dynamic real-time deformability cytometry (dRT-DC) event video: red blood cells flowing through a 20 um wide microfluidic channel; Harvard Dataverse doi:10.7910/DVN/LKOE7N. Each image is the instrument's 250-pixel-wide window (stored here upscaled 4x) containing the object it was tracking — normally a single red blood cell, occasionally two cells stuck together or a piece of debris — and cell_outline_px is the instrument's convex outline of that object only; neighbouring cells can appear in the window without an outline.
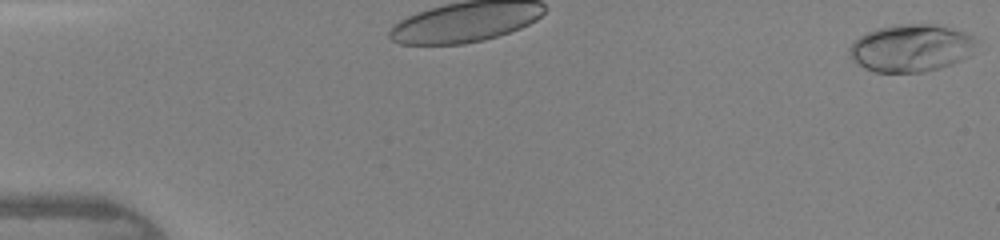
{"species": "human", "species_latin": "Homo sapiens", "temperature_condition": "warm", "stored_images_in_passage": 26, "camera_frame_rate_fps": 3000, "um_per_image_px": 0.085, "donor": {"sex": "female"}, "frame": {"image": 1, "passage_image": 1, "time_ms": 0.0, "image_size_px": [1000, 240], "cell_outline_px": [[972, 44], [968, 56], [952, 64], [924, 72], [876, 72], [864, 68], [852, 60], [848, 56], [848, 48], [860, 36], [868, 32], [880, 28], [900, 24], [936, 24], [964, 32], [972, 36]], "centroid_in_image_um": [77.36, 4.09], "position_along_channel_um": 7.6, "area_um2": 34.56}}
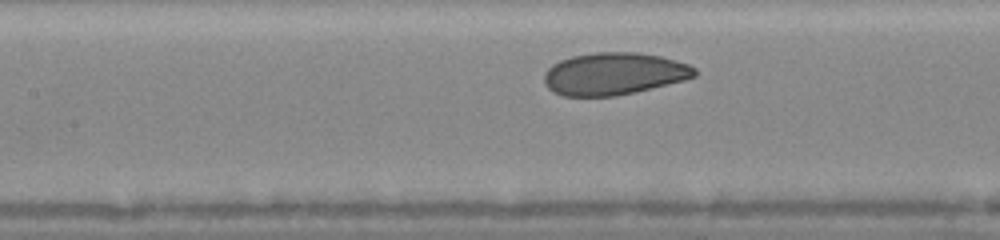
{"frame": {"image": 2, "passage_image": 10, "time_ms": 3.0, "image_size_px": [1000, 240], "cell_outline_px": [[696, 76], [684, 80], [632, 92], [612, 96], [564, 96], [552, 92], [544, 84], [544, 72], [552, 64], [560, 60], [572, 56], [596, 52], [636, 52], [660, 56], [676, 60], [688, 64], [696, 68]], "centroid_in_image_um": [52.15, 6.26], "position_along_channel_um": 155.3, "area_um2": 36.99}}
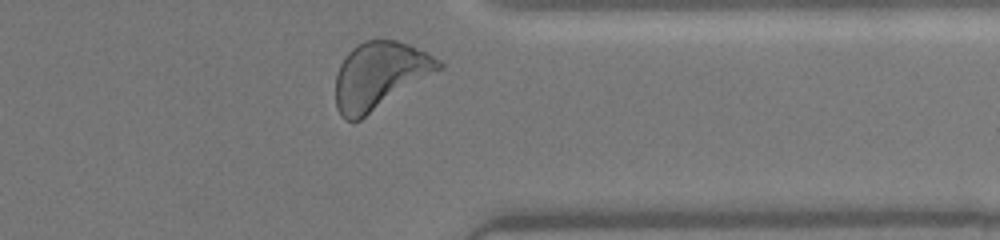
{"frame": {"image": 3, "passage_image": 25, "time_ms": 8.0, "image_size_px": [1000, 240], "cell_outline_px": [[444, 68], [360, 120], [344, 120], [340, 116], [336, 108], [336, 72], [340, 64], [348, 52], [356, 44], [364, 40], [396, 40], [408, 44], [428, 52], [440, 60], [444, 64]], "centroid_in_image_um": [32.28, 6.41], "position_along_channel_um": 379.1, "area_um2": 40.58}}